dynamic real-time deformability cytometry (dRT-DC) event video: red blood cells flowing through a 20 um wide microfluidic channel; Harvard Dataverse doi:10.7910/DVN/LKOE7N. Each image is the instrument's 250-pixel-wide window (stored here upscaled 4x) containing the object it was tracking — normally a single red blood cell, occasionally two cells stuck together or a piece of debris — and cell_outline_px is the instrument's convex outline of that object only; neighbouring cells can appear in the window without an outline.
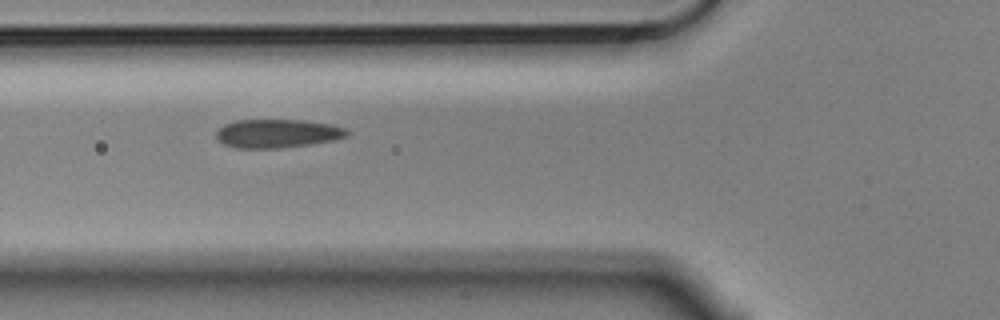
{"species": "Egyptian fruit bat (a non-hibernating species)", "species_latin": "Rousettus aegyptiacus", "temperature_condition": "cold", "stored_images_in_passage": 7, "camera_frame_rate_fps": 3000, "um_per_image_px": 0.085, "animal": {"sex": "male"}, "frame": {"image": 1, "passage_image": 6, "time_ms": 1.667, "image_size_px": [1000, 320], "cell_outline_px": [[352, 132], [348, 136], [332, 140], [312, 144], [276, 148], [236, 148], [224, 144], [216, 136], [216, 132], [224, 124], [236, 120], [304, 120], [332, 124], [348, 128]], "centroid_in_image_um": [23.64, 11.34], "position_along_channel_um": 102.2, "area_um2": 21.91}}
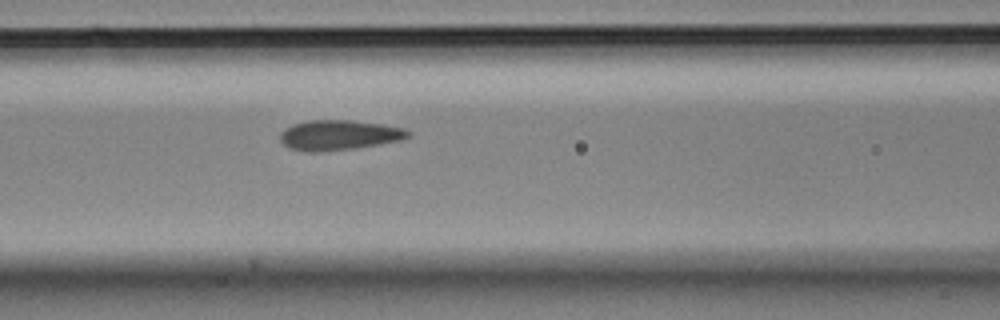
{"frame": {"image": 2, "passage_image": 7, "time_ms": 2.0, "image_size_px": [1000, 320], "cell_outline_px": [[412, 132], [408, 136], [400, 140], [380, 144], [356, 148], [324, 152], [304, 152], [288, 148], [280, 140], [280, 132], [284, 128], [292, 124], [308, 120], [352, 120], [380, 124], [404, 128]], "centroid_in_image_um": [28.76, 11.49], "position_along_channel_um": 137.8, "area_um2": 22.66}}